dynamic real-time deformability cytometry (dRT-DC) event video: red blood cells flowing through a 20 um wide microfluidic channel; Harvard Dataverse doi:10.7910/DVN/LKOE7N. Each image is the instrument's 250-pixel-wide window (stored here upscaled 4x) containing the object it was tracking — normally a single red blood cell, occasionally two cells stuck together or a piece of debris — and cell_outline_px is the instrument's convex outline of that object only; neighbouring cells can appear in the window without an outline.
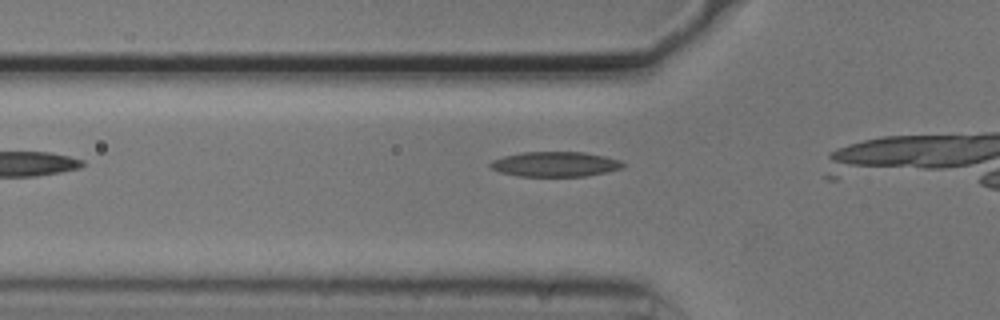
{"species": "common noctule bat (a hibernating species)", "species_latin": "Nyctalus noctula", "temperature_condition": "cold", "stored_images_in_passage": 12, "camera_frame_rate_fps": 3000, "um_per_image_px": 0.085, "animal": {"sex": "male", "body_mass_g": 20.5, "forearm_length_mm": 52.5}, "frame": {"image": 1, "passage_image": 5, "time_ms": 1.333, "image_size_px": [1000, 320], "cell_outline_px": [[624, 168], [584, 176], [516, 176], [500, 172], [492, 168], [488, 164], [492, 160], [504, 156], [520, 152], [584, 152], [604, 156], [620, 160], [624, 164]], "centroid_in_image_um": [47.17, 13.95], "position_along_channel_um": 78.6, "area_um2": 19.25}}
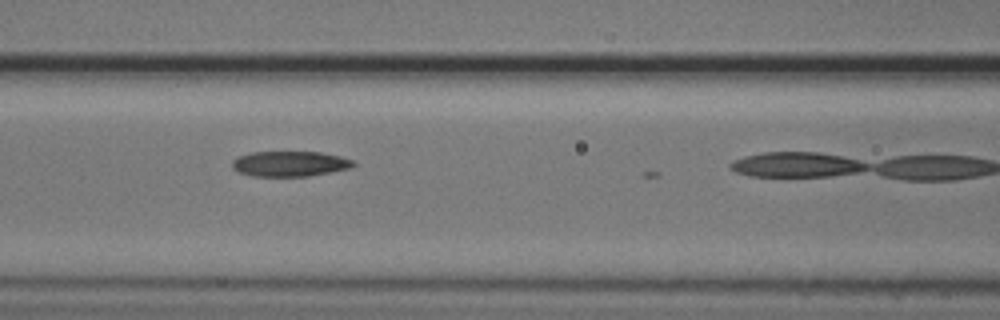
{"frame": {"image": 2, "passage_image": 10, "time_ms": 3.0, "image_size_px": [1000, 320], "cell_outline_px": [[356, 164], [352, 168], [308, 176], [252, 176], [240, 172], [232, 168], [232, 160], [236, 156], [252, 152], [320, 152], [340, 156], [356, 160]], "centroid_in_image_um": [24.66, 13.91], "position_along_channel_um": 141.9, "area_um2": 18.03}}